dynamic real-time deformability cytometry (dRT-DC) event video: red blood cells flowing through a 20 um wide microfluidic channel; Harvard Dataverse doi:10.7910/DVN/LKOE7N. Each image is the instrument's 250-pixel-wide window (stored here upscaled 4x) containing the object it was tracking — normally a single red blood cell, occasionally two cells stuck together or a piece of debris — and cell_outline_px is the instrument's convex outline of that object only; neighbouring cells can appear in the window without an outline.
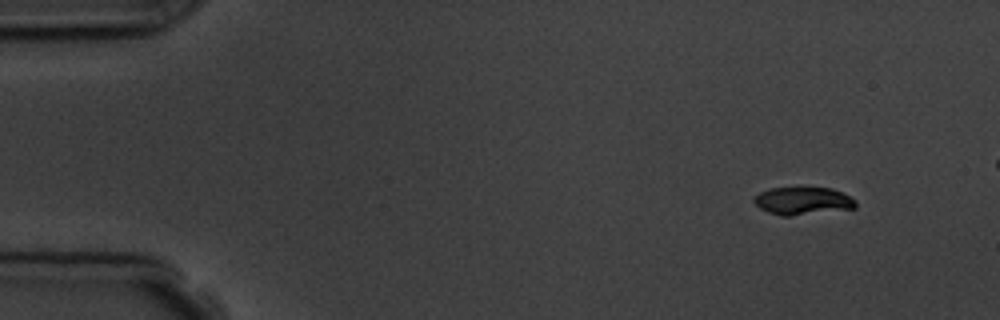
{"species": "common noctule bat (a hibernating species)", "species_latin": "Nyctalus noctula", "temperature_condition": "room temperature", "stored_images_in_passage": 5, "camera_frame_rate_fps": 3000, "um_per_image_px": 0.085, "animal": {"sex": "male", "body_mass_g": 19.5, "forearm_length_mm": 54.6}, "frame": {"image": 1, "passage_image": 1, "time_ms": 0.0, "image_size_px": [1000, 320], "cell_outline_px": [[856, 208], [792, 216], [780, 216], [768, 212], [760, 208], [752, 200], [752, 196], [768, 188], [832, 188], [856, 200]], "centroid_in_image_um": [68.2, 17.08], "position_along_channel_um": 16.8, "area_um2": 16.47}}